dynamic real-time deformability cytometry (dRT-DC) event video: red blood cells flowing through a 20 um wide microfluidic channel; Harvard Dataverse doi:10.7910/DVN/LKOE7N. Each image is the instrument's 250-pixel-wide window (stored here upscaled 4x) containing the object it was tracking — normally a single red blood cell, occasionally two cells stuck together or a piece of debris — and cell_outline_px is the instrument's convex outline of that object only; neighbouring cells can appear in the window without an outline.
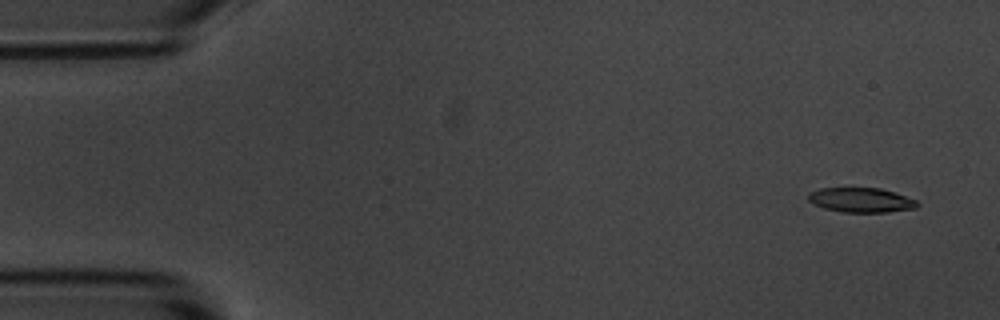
{"species": "common noctule bat (a hibernating species)", "species_latin": "Nyctalus noctula", "temperature_condition": "room temperature", "stored_images_in_passage": 5, "camera_frame_rate_fps": 3000, "um_per_image_px": 0.085, "animal": {"sex": "male", "body_mass_g": 20.1, "forearm_length_mm": 53.5}, "frame": {"image": 1, "passage_image": 1, "time_ms": 0.0, "image_size_px": [1000, 320], "cell_outline_px": [[920, 204], [916, 208], [888, 212], [840, 212], [824, 208], [812, 204], [808, 200], [808, 192], [820, 188], [880, 188], [916, 200]], "centroid_in_image_um": [73.15, 17.01], "position_along_channel_um": 11.9, "area_um2": 15.66}}
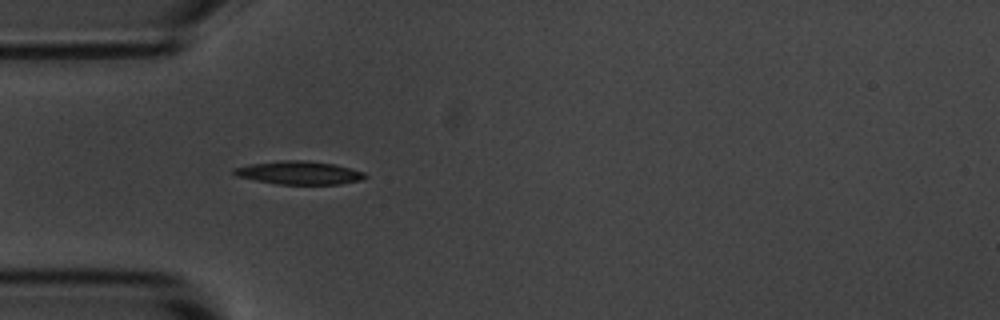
{"frame": {"image": 2, "passage_image": 4, "time_ms": 1.0, "image_size_px": [1000, 320], "cell_outline_px": [[368, 176], [360, 180], [340, 184], [276, 184], [236, 176], [232, 172], [232, 168], [248, 164], [284, 160], [304, 160], [332, 164], [364, 172]], "centroid_in_image_um": [25.37, 14.68], "position_along_channel_um": 59.6, "area_um2": 17.63}}